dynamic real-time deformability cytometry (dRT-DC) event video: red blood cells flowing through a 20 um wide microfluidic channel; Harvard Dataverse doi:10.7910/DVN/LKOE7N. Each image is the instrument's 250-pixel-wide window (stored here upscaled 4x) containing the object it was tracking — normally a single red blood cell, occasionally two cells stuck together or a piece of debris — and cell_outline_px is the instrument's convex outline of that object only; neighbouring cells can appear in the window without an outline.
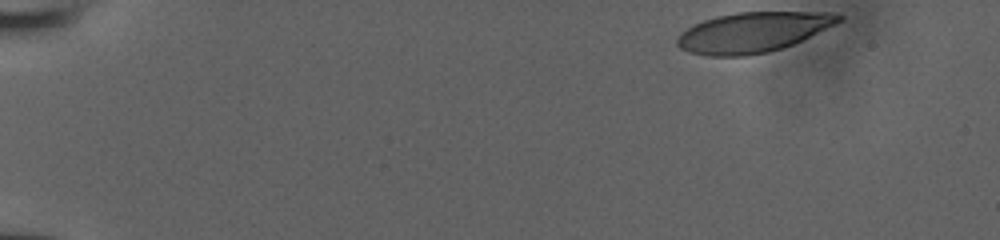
{"species": "human", "species_latin": "Homo sapiens", "temperature_condition": "room temperature", "stored_images_in_passage": 40, "camera_frame_rate_fps": 3000, "um_per_image_px": 0.085, "donor": {"sex": "male"}, "frame": {"image": 1, "passage_image": 1, "time_ms": 0.0, "image_size_px": [1000, 240], "cell_outline_px": [[844, 16], [840, 20], [792, 44], [768, 52], [744, 56], [708, 56], [688, 52], [680, 48], [676, 44], [676, 36], [680, 32], [704, 20], [716, 16], [736, 12], [828, 12]], "centroid_in_image_um": [63.89, 2.74], "position_along_channel_um": 21.1, "area_um2": 37.22}}
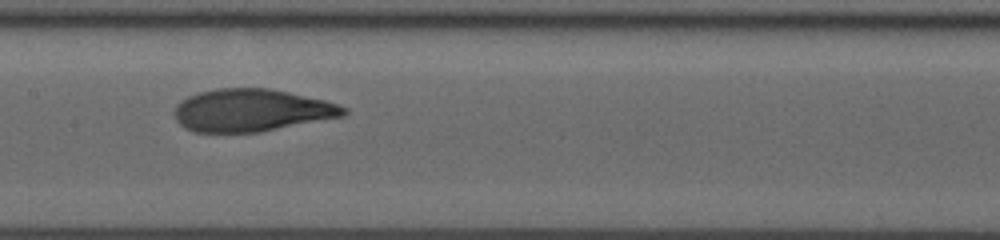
{"frame": {"image": 2, "passage_image": 23, "time_ms": 7.333, "image_size_px": [1000, 240], "cell_outline_px": [[348, 112], [344, 116], [260, 132], [192, 132], [184, 128], [176, 120], [176, 104], [180, 100], [196, 92], [216, 88], [268, 88], [288, 92], [324, 100], [340, 104], [348, 108]], "centroid_in_image_um": [21.38, 9.37], "position_along_channel_um": 186.0, "area_um2": 42.08}}
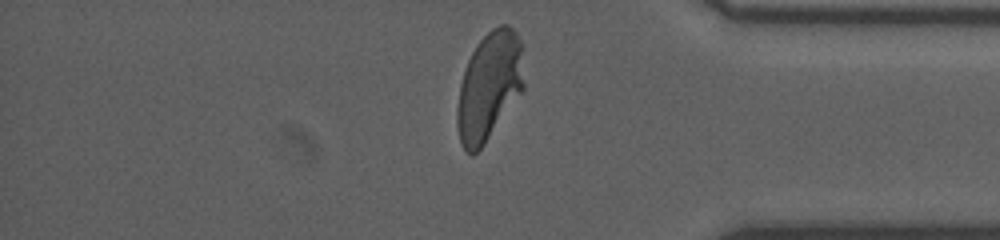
{"frame": {"image": 3, "passage_image": 39, "time_ms": 12.667, "image_size_px": [1000, 240], "cell_outline_px": [[524, 88], [484, 144], [472, 156], [464, 148], [460, 140], [456, 124], [456, 112], [460, 84], [464, 68], [476, 44], [492, 28], [500, 24], [508, 24], [516, 32], [520, 40], [524, 84]], "centroid_in_image_um": [41.56, 7.31], "position_along_channel_um": 393.6, "area_um2": 41.91}}